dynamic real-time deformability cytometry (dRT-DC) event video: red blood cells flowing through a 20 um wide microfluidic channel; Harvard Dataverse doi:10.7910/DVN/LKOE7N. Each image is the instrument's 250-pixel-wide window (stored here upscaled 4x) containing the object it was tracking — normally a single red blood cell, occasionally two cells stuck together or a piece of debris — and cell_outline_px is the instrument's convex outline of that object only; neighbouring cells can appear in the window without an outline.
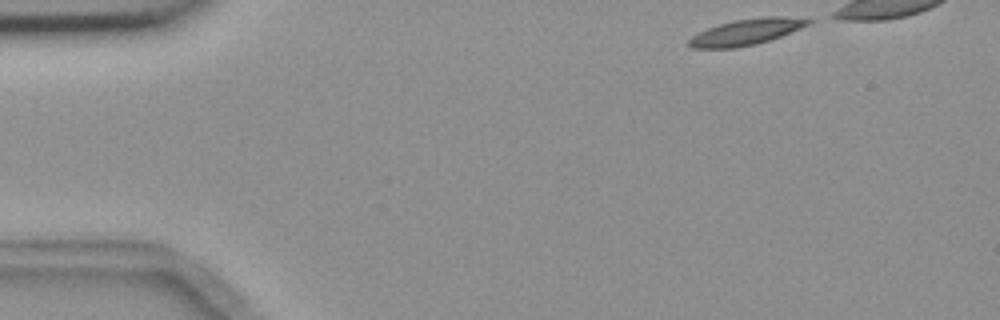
{"species": "common noctule bat (a hibernating species)", "species_latin": "Nyctalus noctula", "temperature_condition": "room temperature", "stored_images_in_passage": 8, "camera_frame_rate_fps": 3000, "um_per_image_px": 0.085, "animal": {"sex": "female", "body_mass_g": 18.4}, "frame": {"image": 1, "passage_image": 1, "time_ms": 0.0, "image_size_px": [1000, 320], "cell_outline_px": [[816, 20], [800, 28], [780, 36], [756, 44], [736, 48], [692, 48], [688, 44], [688, 40], [692, 36], [708, 28], [720, 24], [736, 20], [764, 16], [780, 16]], "centroid_in_image_um": [63.42, 2.72], "position_along_channel_um": 21.6, "area_um2": 17.8}}
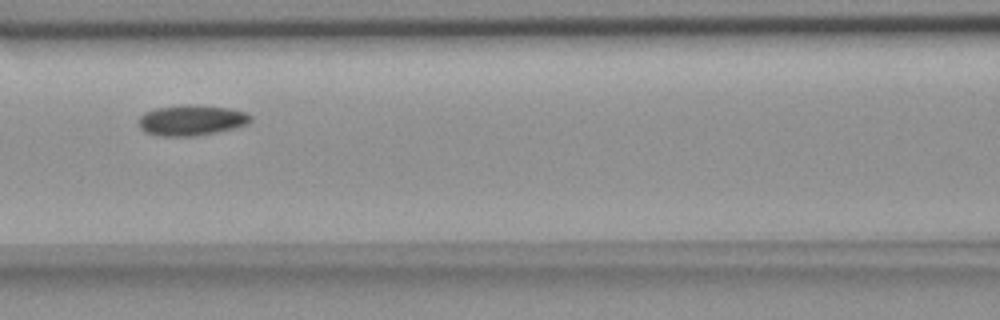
{"frame": {"image": 2, "passage_image": 7, "time_ms": 7.667, "image_size_px": [1000, 320], "cell_outline_px": [[252, 120], [248, 124], [216, 132], [192, 136], [160, 136], [144, 132], [140, 128], [140, 116], [144, 112], [156, 108], [180, 104], [188, 104], [228, 108], [244, 112], [252, 116]], "centroid_in_image_um": [16.25, 10.21], "position_along_channel_um": 150.3, "area_um2": 19.88}}
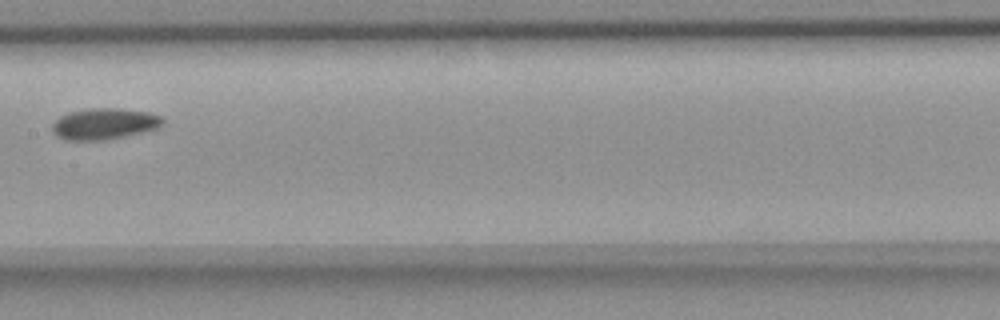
{"frame": {"image": 3, "passage_image": 8, "time_ms": 9.0, "image_size_px": [1000, 320], "cell_outline_px": [[164, 124], [156, 128], [124, 136], [104, 140], [64, 140], [56, 136], [52, 132], [52, 124], [60, 116], [68, 112], [92, 108], [120, 108], [148, 112], [160, 116], [164, 120]], "centroid_in_image_um": [8.83, 10.52], "position_along_channel_um": 198.6, "area_um2": 20.06}}